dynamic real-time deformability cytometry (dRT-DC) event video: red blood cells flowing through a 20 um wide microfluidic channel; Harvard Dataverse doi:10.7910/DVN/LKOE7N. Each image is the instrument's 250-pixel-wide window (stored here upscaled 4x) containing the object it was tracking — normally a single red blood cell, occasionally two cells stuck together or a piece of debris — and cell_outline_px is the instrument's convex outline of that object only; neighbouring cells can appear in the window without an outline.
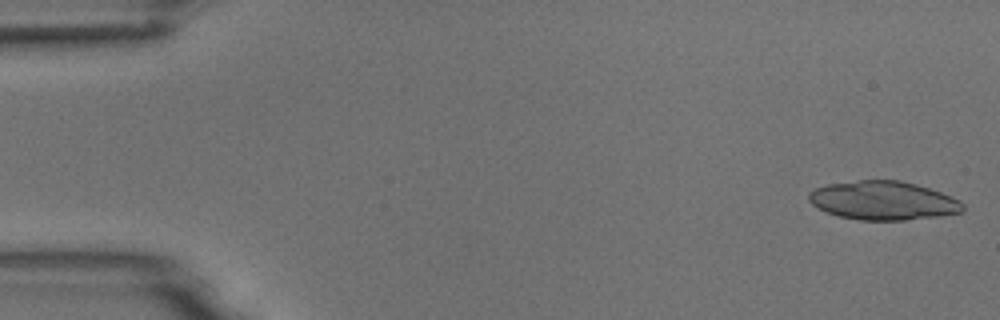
{"species": "common noctule bat (a hibernating species)", "species_latin": "Nyctalus noctula", "temperature_condition": "room temperature", "stored_images_in_passage": 6, "camera_frame_rate_fps": 3000, "um_per_image_px": 0.085, "animal": {"sex": "male", "body_mass_g": 18.8}, "frame": {"image": 1, "passage_image": 1, "time_ms": 0.0, "image_size_px": [1000, 320], "cell_outline_px": [[964, 212], [940, 216], [904, 220], [860, 220], [840, 216], [828, 212], [812, 204], [808, 200], [808, 192], [816, 188], [828, 184], [860, 180], [900, 180], [916, 184], [952, 196], [960, 200], [964, 204]], "centroid_in_image_um": [75.11, 17.05], "position_along_channel_um": 9.9, "area_um2": 34.74}}